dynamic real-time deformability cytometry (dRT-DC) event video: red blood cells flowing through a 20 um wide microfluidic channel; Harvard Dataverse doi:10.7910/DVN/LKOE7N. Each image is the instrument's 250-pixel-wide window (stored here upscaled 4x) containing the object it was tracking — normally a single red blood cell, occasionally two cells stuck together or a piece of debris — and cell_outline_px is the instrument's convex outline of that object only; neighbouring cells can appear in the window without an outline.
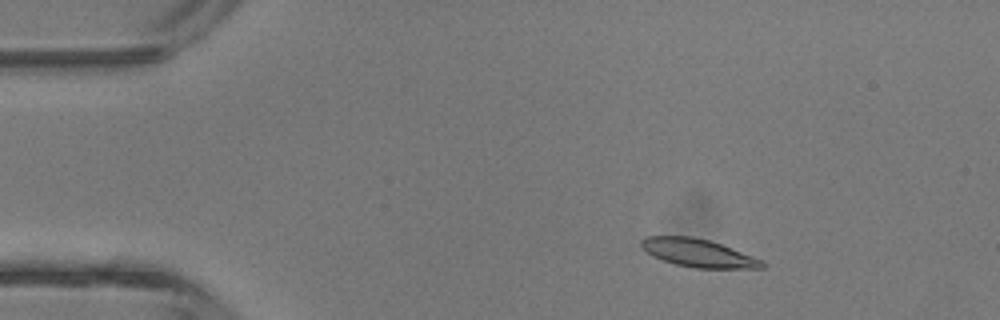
{"species": "common noctule bat (a hibernating species)", "species_latin": "Nyctalus noctula", "temperature_condition": "room temperature", "stored_images_in_passage": 43, "camera_frame_rate_fps": 3000, "um_per_image_px": 0.085, "animal": {"sex": "male", "body_mass_g": 13.3}, "frame": {"image": 1, "passage_image": 6, "time_ms": 1.667, "image_size_px": [1000, 320], "cell_outline_px": [[764, 268], [692, 268], [676, 264], [652, 256], [640, 244], [640, 240], [644, 236], [692, 236], [708, 240], [720, 244], [764, 260]], "centroid_in_image_um": [59.34, 21.5], "position_along_channel_um": 25.7, "area_um2": 19.59}}
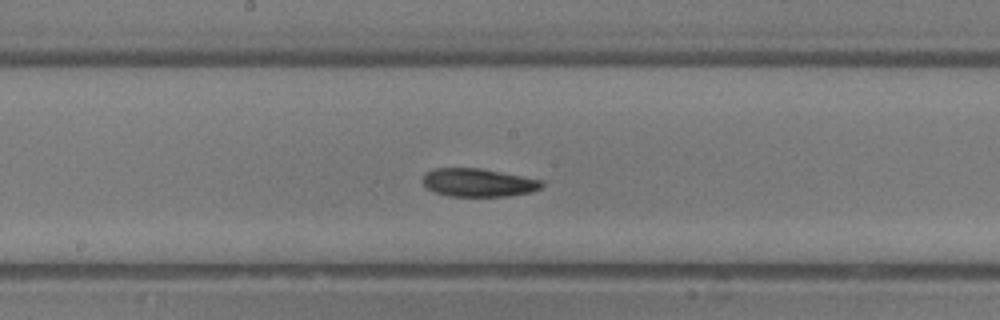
{"frame": {"image": 2, "passage_image": 22, "time_ms": 7.0, "image_size_px": [1000, 320], "cell_outline_px": [[544, 184], [540, 188], [532, 192], [508, 196], [448, 196], [436, 192], [428, 188], [420, 180], [424, 172], [432, 168], [480, 168], [544, 180]], "centroid_in_image_um": [40.63, 15.51], "position_along_channel_um": 207.6, "area_um2": 19.77}}
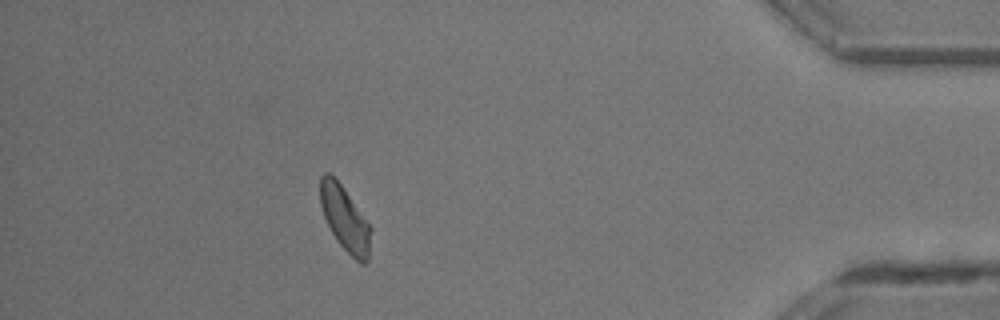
{"frame": {"image": 3, "passage_image": 38, "time_ms": 12.333, "image_size_px": [1000, 320], "cell_outline_px": [[372, 228], [368, 260], [364, 264], [360, 264], [340, 244], [332, 232], [324, 216], [320, 204], [320, 176], [324, 172], [328, 172], [340, 184]], "centroid_in_image_um": [29.32, 18.61], "position_along_channel_um": 405.9, "area_um2": 18.67}, "authors_computed_cell_mechanics": {"area_um2": 19.5942, "velocity_mm_per_s": 4.7076, "shape_relaxation_time_tau1_ms": 3.8786, "shape_relaxation_time_tau2_ms": 6.0323, "deformation_change_tau1": 0.1202, "deformation_change_tau2": 0.1276}}